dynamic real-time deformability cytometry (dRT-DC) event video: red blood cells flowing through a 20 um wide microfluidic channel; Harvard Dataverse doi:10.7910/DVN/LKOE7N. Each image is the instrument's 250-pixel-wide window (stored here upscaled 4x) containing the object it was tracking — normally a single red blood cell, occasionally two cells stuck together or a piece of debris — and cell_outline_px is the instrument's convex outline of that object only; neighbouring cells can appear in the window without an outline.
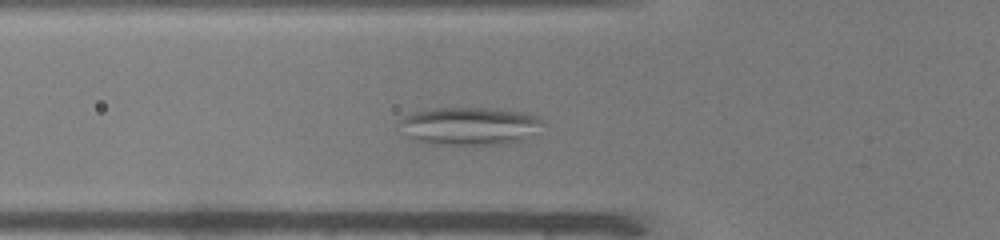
{"species": "common noctule bat (a hibernating species)", "species_latin": "Nyctalus noctula", "temperature_condition": "warm", "stored_images_in_passage": 43, "camera_frame_rate_fps": 3000, "um_per_image_px": 0.085, "animal": {"sex": "male", "body_mass_g": 19.0, "forearm_length_mm": 50.8}, "frame": {"image": 1, "passage_image": 10, "time_ms": 3.0, "image_size_px": [1000, 240], "cell_outline_px": [[544, 120], [536, 136], [524, 140], [508, 144], [432, 144], [408, 140], [396, 124], [396, 120], [404, 116], [416, 112], [436, 108], [496, 108], [524, 112], [540, 116]], "centroid_in_image_um": [39.91, 10.72], "position_along_channel_um": 85.9, "area_um2": 32.66}}
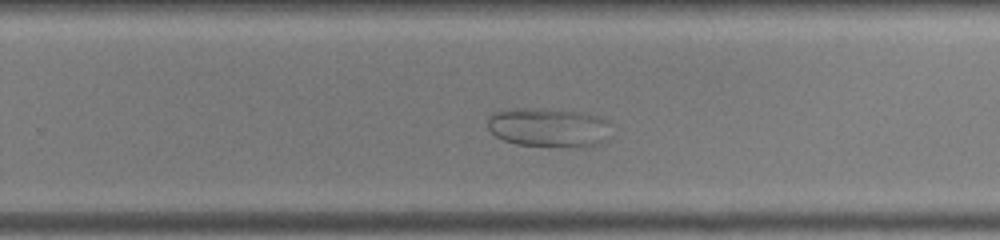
{"frame": {"image": 2, "passage_image": 25, "time_ms": 8.0, "image_size_px": [1000, 240], "cell_outline_px": [[616, 136], [600, 144], [588, 148], [584, 148], [516, 144], [504, 140], [496, 136], [488, 128], [488, 116], [496, 112], [524, 108], [544, 108], [584, 112], [608, 120], [612, 124]], "centroid_in_image_um": [46.81, 10.86], "position_along_channel_um": 283.0, "area_um2": 29.13}}
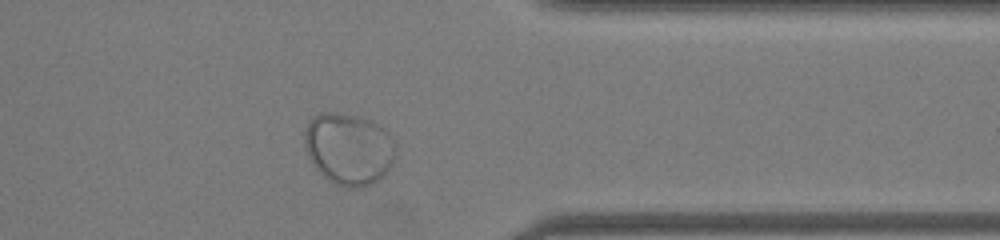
{"frame": {"image": 3, "passage_image": 33, "time_ms": 10.667, "image_size_px": [1000, 240], "cell_outline_px": [[392, 164], [384, 176], [372, 184], [360, 188], [348, 188], [336, 184], [324, 176], [316, 168], [308, 156], [304, 144], [304, 128], [308, 120], [312, 116], [320, 112], [336, 112], [360, 116], [376, 124], [392, 140]], "centroid_in_image_um": [29.56, 12.65], "position_along_channel_um": 381.8, "area_um2": 37.8}}